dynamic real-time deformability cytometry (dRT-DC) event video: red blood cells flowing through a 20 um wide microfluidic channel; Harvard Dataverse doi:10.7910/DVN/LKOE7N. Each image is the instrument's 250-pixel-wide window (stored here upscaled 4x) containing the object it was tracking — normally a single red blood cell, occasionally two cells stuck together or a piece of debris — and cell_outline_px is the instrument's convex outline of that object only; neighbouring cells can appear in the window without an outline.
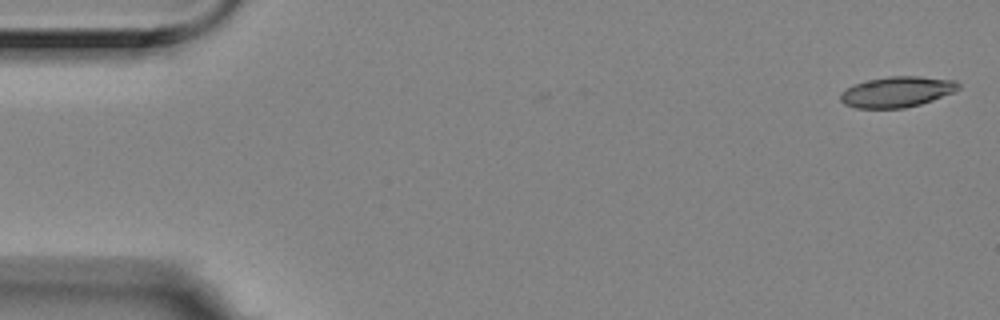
{"species": "Egyptian fruit bat (a non-hibernating species)", "species_latin": "Rousettus aegyptiacus", "temperature_condition": "room temperature", "stored_images_in_passage": 4, "camera_frame_rate_fps": 3000, "um_per_image_px": 0.085, "animal": {"sex": "female"}, "frame": {"image": 1, "passage_image": 1, "time_ms": 0.0, "image_size_px": [1000, 320], "cell_outline_px": [[960, 88], [956, 92], [920, 104], [904, 108], [856, 108], [844, 104], [840, 100], [840, 92], [852, 84], [868, 80], [888, 76], [920, 76], [956, 80], [960, 84]], "centroid_in_image_um": [76.25, 7.8], "position_along_channel_um": 8.8, "area_um2": 21.33}}